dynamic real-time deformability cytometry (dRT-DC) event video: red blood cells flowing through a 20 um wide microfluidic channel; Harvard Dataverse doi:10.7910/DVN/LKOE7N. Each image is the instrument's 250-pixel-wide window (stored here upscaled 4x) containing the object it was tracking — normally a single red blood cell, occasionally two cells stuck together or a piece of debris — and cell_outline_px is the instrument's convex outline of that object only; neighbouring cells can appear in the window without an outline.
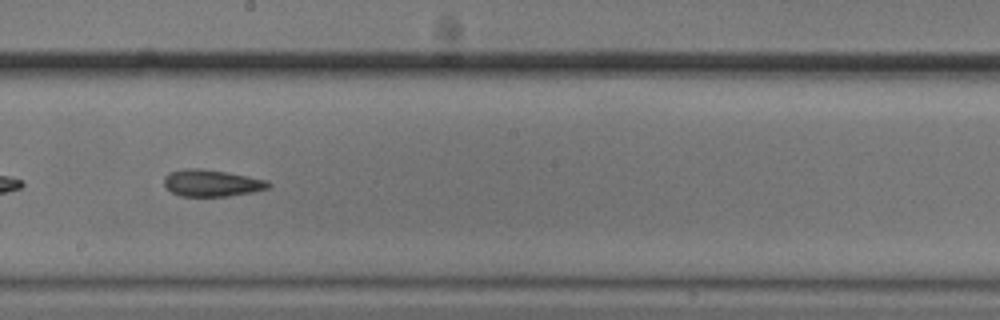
{"species": "common noctule bat (a hibernating species)", "species_latin": "Nyctalus noctula", "temperature_condition": "cold", "stored_images_in_passage": 45, "camera_frame_rate_fps": 3000, "um_per_image_px": 0.085, "animal": {"sex": "male", "body_mass_g": 20.5, "forearm_length_mm": 52.5}, "frame": {"image": 1, "passage_image": 20, "time_ms": 6.333, "image_size_px": [1000, 320], "cell_outline_px": [[272, 184], [268, 188], [252, 192], [228, 196], [180, 196], [172, 192], [164, 184], [164, 176], [168, 172], [184, 168], [200, 168], [224, 172], [268, 180]], "centroid_in_image_um": [17.97, 15.55], "position_along_channel_um": 230.2, "area_um2": 16.24}, "authors_computed_cell_mechanics": {"area_um2": 16.8776, "velocity_mm_per_s": 3.7362, "shape_relaxation_time_tau1_ms": null, "shape_relaxation_time_tau2_ms": 6.4056, "deformation_change_tau1": null, "deformation_change_tau2": 0.1383}}